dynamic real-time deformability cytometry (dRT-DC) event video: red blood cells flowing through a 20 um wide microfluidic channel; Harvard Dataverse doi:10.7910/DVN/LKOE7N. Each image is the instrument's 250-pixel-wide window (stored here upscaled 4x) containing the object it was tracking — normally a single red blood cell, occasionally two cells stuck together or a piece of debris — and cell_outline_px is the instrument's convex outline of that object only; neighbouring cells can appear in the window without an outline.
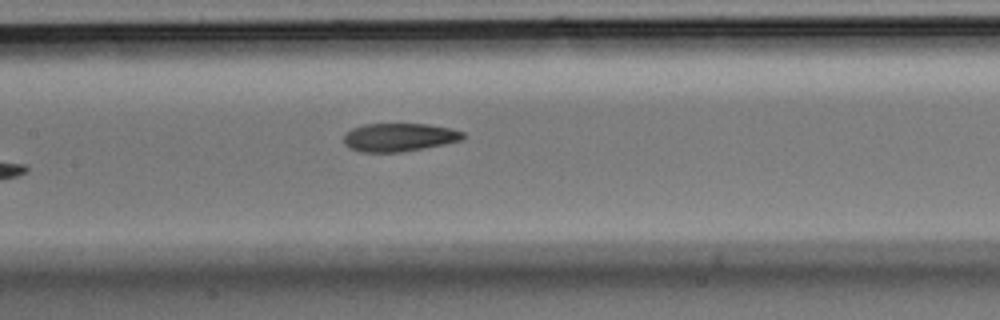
{"species": "Egyptian fruit bat (a non-hibernating species)", "species_latin": "Rousettus aegyptiacus", "temperature_condition": "room temperature", "stored_images_in_passage": 6, "camera_frame_rate_fps": 3000, "um_per_image_px": 0.085, "animal": {"sex": "male"}, "frame": {"image": 1, "passage_image": 6, "time_ms": 1.667, "image_size_px": [1000, 320], "cell_outline_px": [[464, 140], [424, 148], [400, 152], [360, 152], [348, 148], [344, 144], [344, 136], [352, 128], [364, 124], [428, 124], [452, 128], [464, 132]], "centroid_in_image_um": [33.94, 11.67], "position_along_channel_um": 173.5, "area_um2": 19.77}}